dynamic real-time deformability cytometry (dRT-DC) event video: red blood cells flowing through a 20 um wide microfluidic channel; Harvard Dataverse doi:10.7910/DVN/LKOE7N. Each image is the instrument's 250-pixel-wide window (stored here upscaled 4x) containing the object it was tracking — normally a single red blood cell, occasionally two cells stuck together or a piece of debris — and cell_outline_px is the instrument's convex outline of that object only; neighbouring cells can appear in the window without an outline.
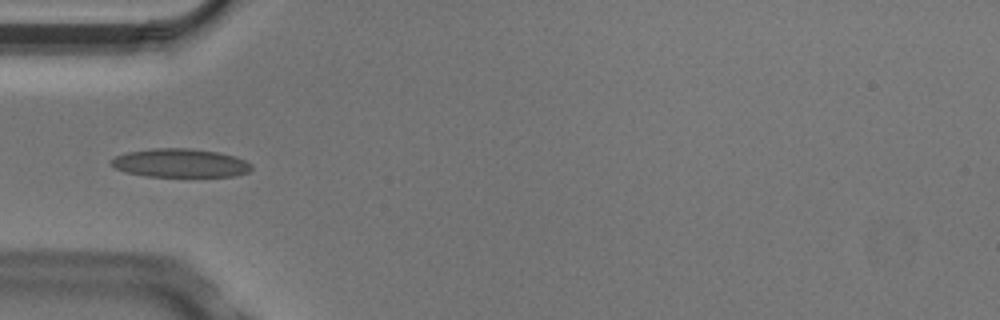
{"species": "Egyptian fruit bat (a non-hibernating species)", "species_latin": "Rousettus aegyptiacus", "temperature_condition": "cold", "stored_images_in_passage": 5, "camera_frame_rate_fps": 3000, "um_per_image_px": 0.085, "animal": {"sex": "male"}, "frame": {"image": 1, "passage_image": 5, "time_ms": 1.333, "image_size_px": [1000, 320], "cell_outline_px": [[252, 168], [248, 172], [236, 176], [144, 176], [124, 172], [116, 168], [112, 164], [112, 160], [116, 156], [128, 152], [156, 148], [188, 148], [216, 152], [236, 156], [252, 164]], "centroid_in_image_um": [15.35, 13.86], "position_along_channel_um": 69.7, "area_um2": 23.18}}